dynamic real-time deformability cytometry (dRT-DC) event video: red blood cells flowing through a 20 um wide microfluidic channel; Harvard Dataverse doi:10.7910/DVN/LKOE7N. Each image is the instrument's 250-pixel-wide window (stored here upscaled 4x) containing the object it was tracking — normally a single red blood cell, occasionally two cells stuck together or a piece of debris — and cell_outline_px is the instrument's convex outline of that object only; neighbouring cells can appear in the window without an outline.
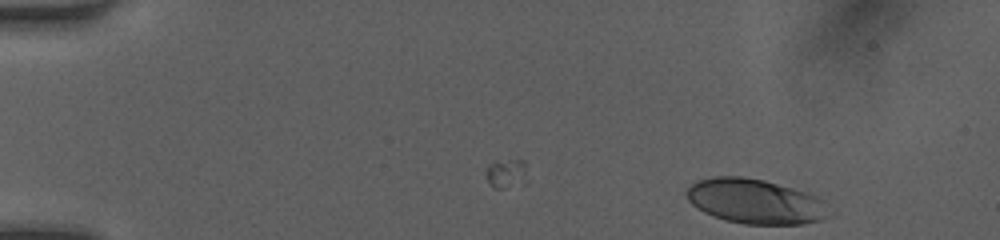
{"species": "human", "species_latin": "Homo sapiens", "temperature_condition": "room temperature", "stored_images_in_passage": 6, "camera_frame_rate_fps": 3000, "um_per_image_px": 0.085, "donor": {"sex": "female"}, "frame": {"image": 1, "passage_image": 6, "time_ms": 1.667, "image_size_px": [1000, 240], "cell_outline_px": [[836, 212], [832, 216], [820, 220], [800, 224], [744, 224], [724, 220], [704, 212], [692, 204], [688, 200], [684, 192], [696, 180], [716, 176], [740, 176], [764, 180], [792, 188], [816, 196], [824, 200]], "centroid_in_image_um": [64.25, 17.12], "position_along_channel_um": 20.7, "area_um2": 37.57}}